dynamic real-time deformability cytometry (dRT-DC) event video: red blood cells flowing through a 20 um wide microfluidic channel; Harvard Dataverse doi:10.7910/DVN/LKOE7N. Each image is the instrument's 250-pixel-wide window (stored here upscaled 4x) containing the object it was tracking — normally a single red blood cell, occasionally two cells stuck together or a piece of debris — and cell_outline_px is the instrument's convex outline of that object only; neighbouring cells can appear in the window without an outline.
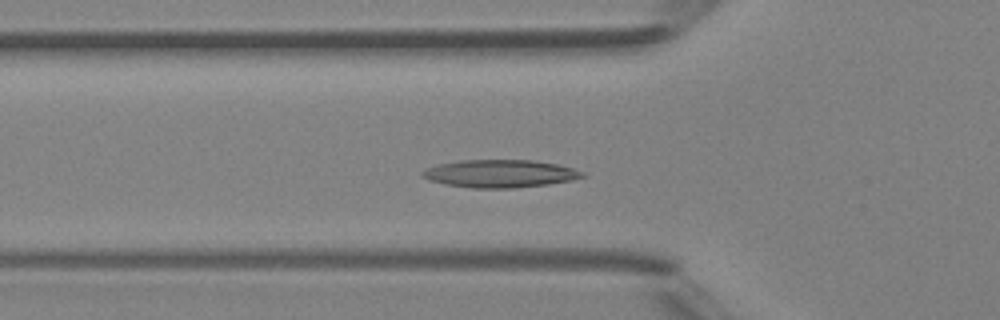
{"species": "Egyptian fruit bat (a non-hibernating species)", "species_latin": "Rousettus aegyptiacus", "temperature_condition": "room temperature", "stored_images_in_passage": 38, "camera_frame_rate_fps": 3000, "um_per_image_px": 0.085, "animal": {"sex": "female"}, "frame": {"image": 1, "passage_image": 7, "time_ms": 2.0, "image_size_px": [1000, 320], "cell_outline_px": [[588, 176], [572, 180], [548, 184], [512, 188], [472, 188], [448, 184], [428, 180], [420, 176], [420, 172], [424, 168], [436, 164], [460, 160], [532, 160], [556, 164], [572, 168], [584, 172]], "centroid_in_image_um": [42.46, 14.75], "position_along_channel_um": 83.3, "area_um2": 26.01}}
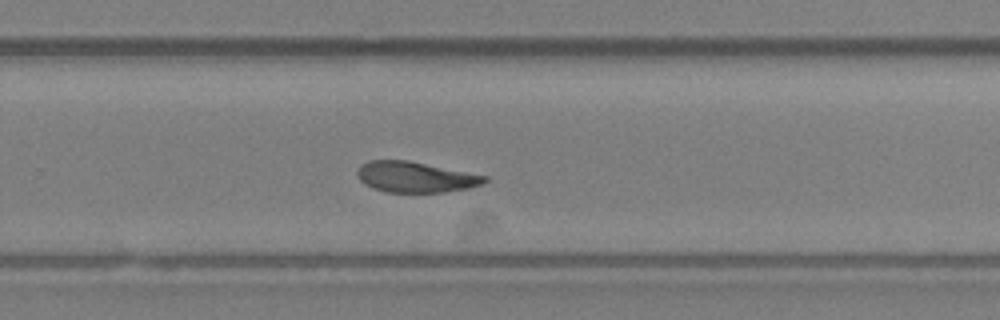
{"frame": {"image": 2, "passage_image": 22, "time_ms": 7.0, "image_size_px": [1000, 320], "cell_outline_px": [[488, 180], [480, 184], [468, 188], [444, 192], [388, 192], [372, 188], [364, 184], [360, 180], [356, 172], [360, 164], [368, 160], [408, 160], [488, 176]], "centroid_in_image_um": [35.27, 15.04], "position_along_channel_um": 294.5, "area_um2": 22.77}}
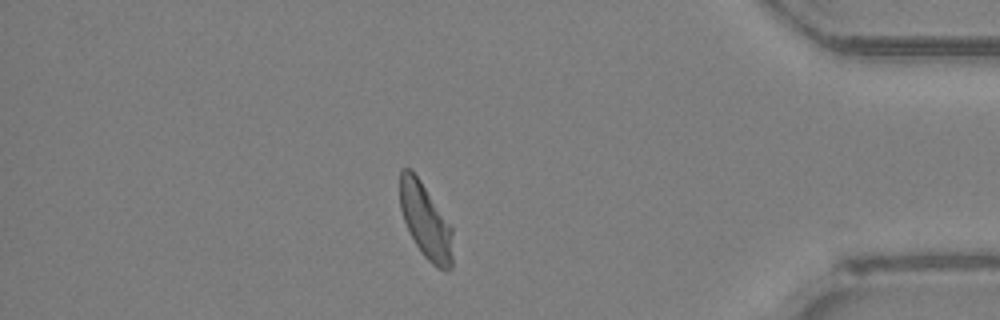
{"frame": {"image": 3, "passage_image": 32, "time_ms": 10.333, "image_size_px": [1000, 320], "cell_outline_px": [[452, 268], [440, 268], [432, 264], [424, 256], [416, 244], [404, 220], [400, 208], [400, 168], [412, 168], [452, 228]], "centroid_in_image_um": [36.15, 18.75], "position_along_channel_um": 399.0, "area_um2": 22.6}, "authors_computed_cell_mechanics": {"area_um2": 23.4379, "velocity_mm_per_s": 4.2299, "shape_relaxation_time_tau1_ms": null, "shape_relaxation_time_tau2_ms": 3.0149, "deformation_change_tau1": null, "deformation_change_tau2": 0.0958}}